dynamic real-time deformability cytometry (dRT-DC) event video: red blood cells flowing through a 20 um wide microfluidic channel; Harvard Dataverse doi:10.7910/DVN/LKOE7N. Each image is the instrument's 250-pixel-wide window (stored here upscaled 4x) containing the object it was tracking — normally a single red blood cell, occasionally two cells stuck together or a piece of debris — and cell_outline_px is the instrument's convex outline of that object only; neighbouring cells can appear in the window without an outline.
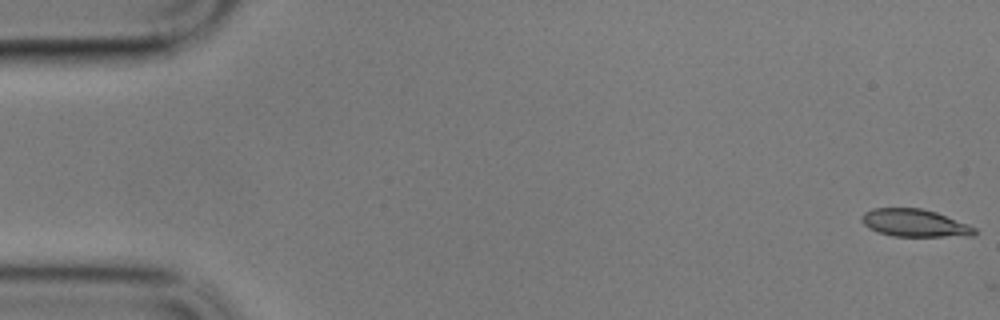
{"species": "common noctule bat (a hibernating species)", "species_latin": "Nyctalus noctula", "temperature_condition": "cold", "stored_images_in_passage": 2, "camera_frame_rate_fps": 3000, "um_per_image_px": 0.085, "animal": {"sex": "male", "body_mass_g": 17.9}, "frame": {"image": 1, "passage_image": 1, "time_ms": 0.0, "image_size_px": [1000, 320], "cell_outline_px": [[976, 232], [972, 236], [892, 236], [876, 232], [868, 228], [860, 220], [860, 216], [864, 212], [872, 208], [920, 208], [936, 212], [968, 224], [976, 228]], "centroid_in_image_um": [77.7, 18.95], "position_along_channel_um": 7.3, "area_um2": 18.26}}